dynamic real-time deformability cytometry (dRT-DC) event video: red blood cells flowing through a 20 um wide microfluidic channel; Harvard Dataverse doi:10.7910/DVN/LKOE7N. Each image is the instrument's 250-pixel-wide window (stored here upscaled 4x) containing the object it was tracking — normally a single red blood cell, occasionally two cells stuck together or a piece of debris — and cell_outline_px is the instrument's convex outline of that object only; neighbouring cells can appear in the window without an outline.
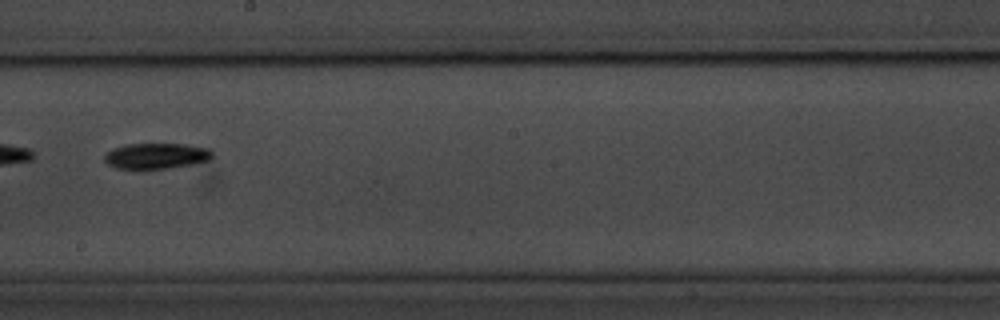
{"species": "common noctule bat (a hibernating species)", "species_latin": "Nyctalus noctula", "temperature_condition": "room temperature", "stored_images_in_passage": 9, "camera_frame_rate_fps": 3000, "um_per_image_px": 0.085, "animal": {"sex": "male", "body_mass_g": 20.1, "forearm_length_mm": 53.5}, "frame": {"image": 1, "passage_image": 7, "time_ms": 7.667, "image_size_px": [1000, 320], "cell_outline_px": [[212, 156], [208, 160], [192, 164], [144, 172], [140, 172], [116, 168], [108, 164], [104, 160], [104, 156], [112, 148], [124, 144], [184, 144], [208, 148], [212, 152]], "centroid_in_image_um": [13.2, 13.29], "position_along_channel_um": 235.0, "area_um2": 16.76}}